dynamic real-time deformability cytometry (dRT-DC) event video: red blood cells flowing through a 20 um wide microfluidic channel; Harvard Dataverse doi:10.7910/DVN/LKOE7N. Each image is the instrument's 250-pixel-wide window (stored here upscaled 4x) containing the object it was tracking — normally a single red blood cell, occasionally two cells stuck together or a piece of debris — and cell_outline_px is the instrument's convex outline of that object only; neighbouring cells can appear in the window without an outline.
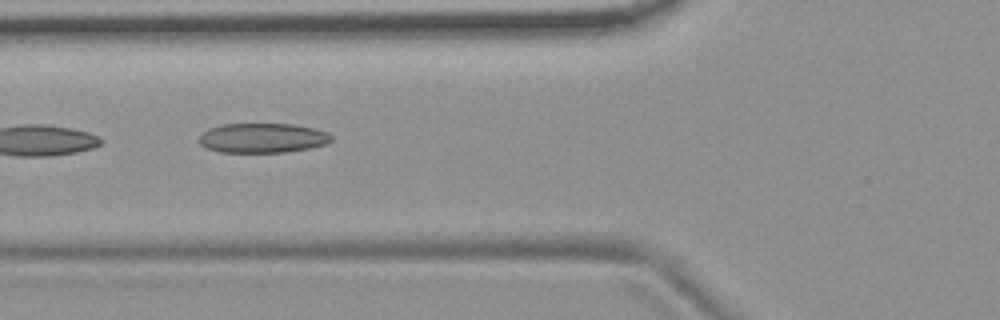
{"species": "common noctule bat (a hibernating species)", "species_latin": "Nyctalus noctula", "temperature_condition": "room temperature", "stored_images_in_passage": 5, "camera_frame_rate_fps": 3000, "um_per_image_px": 0.085, "animal": {"sex": "female", "body_mass_g": 19.9}, "frame": {"image": 1, "passage_image": 4, "time_ms": 3.667, "image_size_px": [1000, 320], "cell_outline_px": [[332, 140], [328, 144], [312, 148], [284, 152], [220, 152], [208, 148], [200, 144], [200, 136], [208, 128], [220, 124], [292, 124], [312, 128], [328, 132], [332, 136]], "centroid_in_image_um": [22.35, 11.73], "position_along_channel_um": 103.5, "area_um2": 22.89}}
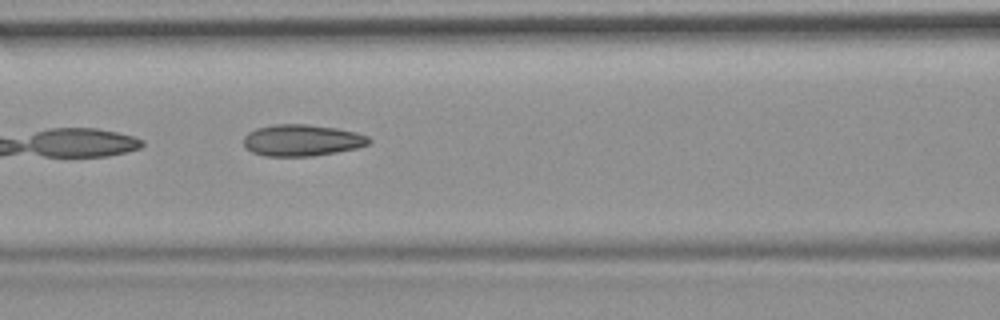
{"frame": {"image": 2, "passage_image": 5, "time_ms": 4.667, "image_size_px": [1000, 320], "cell_outline_px": [[372, 140], [368, 144], [356, 148], [336, 152], [312, 156], [264, 156], [252, 152], [244, 148], [244, 136], [248, 132], [256, 128], [276, 124], [308, 124], [336, 128], [356, 132], [368, 136]], "centroid_in_image_um": [25.64, 11.92], "position_along_channel_um": 141.0, "area_um2": 23.12}}